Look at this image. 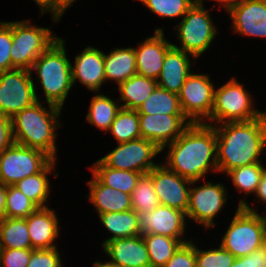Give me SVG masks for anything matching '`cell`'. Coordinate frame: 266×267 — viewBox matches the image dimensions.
Wrapping results in <instances>:
<instances>
[{
    "label": "cell",
    "instance_id": "obj_27",
    "mask_svg": "<svg viewBox=\"0 0 266 267\" xmlns=\"http://www.w3.org/2000/svg\"><path fill=\"white\" fill-rule=\"evenodd\" d=\"M92 167V174L102 184L127 194H132L139 178L143 175V173L140 172L110 168L106 166L100 159L93 163Z\"/></svg>",
    "mask_w": 266,
    "mask_h": 267
},
{
    "label": "cell",
    "instance_id": "obj_9",
    "mask_svg": "<svg viewBox=\"0 0 266 267\" xmlns=\"http://www.w3.org/2000/svg\"><path fill=\"white\" fill-rule=\"evenodd\" d=\"M32 73L27 69L0 72V113L12 118L24 108L40 101Z\"/></svg>",
    "mask_w": 266,
    "mask_h": 267
},
{
    "label": "cell",
    "instance_id": "obj_43",
    "mask_svg": "<svg viewBox=\"0 0 266 267\" xmlns=\"http://www.w3.org/2000/svg\"><path fill=\"white\" fill-rule=\"evenodd\" d=\"M266 251L263 247L254 250L247 256L235 258L231 267H265Z\"/></svg>",
    "mask_w": 266,
    "mask_h": 267
},
{
    "label": "cell",
    "instance_id": "obj_36",
    "mask_svg": "<svg viewBox=\"0 0 266 267\" xmlns=\"http://www.w3.org/2000/svg\"><path fill=\"white\" fill-rule=\"evenodd\" d=\"M5 206L7 218H27L39 208L14 185L7 186Z\"/></svg>",
    "mask_w": 266,
    "mask_h": 267
},
{
    "label": "cell",
    "instance_id": "obj_41",
    "mask_svg": "<svg viewBox=\"0 0 266 267\" xmlns=\"http://www.w3.org/2000/svg\"><path fill=\"white\" fill-rule=\"evenodd\" d=\"M164 267H196V245L192 241L182 244Z\"/></svg>",
    "mask_w": 266,
    "mask_h": 267
},
{
    "label": "cell",
    "instance_id": "obj_11",
    "mask_svg": "<svg viewBox=\"0 0 266 267\" xmlns=\"http://www.w3.org/2000/svg\"><path fill=\"white\" fill-rule=\"evenodd\" d=\"M161 152V149L154 142L139 138L118 143L116 148L101 157L100 160L113 169L146 174L158 165V163H154L153 158Z\"/></svg>",
    "mask_w": 266,
    "mask_h": 267
},
{
    "label": "cell",
    "instance_id": "obj_45",
    "mask_svg": "<svg viewBox=\"0 0 266 267\" xmlns=\"http://www.w3.org/2000/svg\"><path fill=\"white\" fill-rule=\"evenodd\" d=\"M36 4L40 7L41 14L45 12H50L52 19L55 23L59 22L56 18V0H34Z\"/></svg>",
    "mask_w": 266,
    "mask_h": 267
},
{
    "label": "cell",
    "instance_id": "obj_20",
    "mask_svg": "<svg viewBox=\"0 0 266 267\" xmlns=\"http://www.w3.org/2000/svg\"><path fill=\"white\" fill-rule=\"evenodd\" d=\"M71 73L73 85L78 80L90 91L99 92L102 83L106 82L103 51L87 46L75 57Z\"/></svg>",
    "mask_w": 266,
    "mask_h": 267
},
{
    "label": "cell",
    "instance_id": "obj_39",
    "mask_svg": "<svg viewBox=\"0 0 266 267\" xmlns=\"http://www.w3.org/2000/svg\"><path fill=\"white\" fill-rule=\"evenodd\" d=\"M12 28L10 22L0 21V72L16 69L11 62Z\"/></svg>",
    "mask_w": 266,
    "mask_h": 267
},
{
    "label": "cell",
    "instance_id": "obj_38",
    "mask_svg": "<svg viewBox=\"0 0 266 267\" xmlns=\"http://www.w3.org/2000/svg\"><path fill=\"white\" fill-rule=\"evenodd\" d=\"M235 257L219 245V248L202 250L196 246V267H231Z\"/></svg>",
    "mask_w": 266,
    "mask_h": 267
},
{
    "label": "cell",
    "instance_id": "obj_3",
    "mask_svg": "<svg viewBox=\"0 0 266 267\" xmlns=\"http://www.w3.org/2000/svg\"><path fill=\"white\" fill-rule=\"evenodd\" d=\"M48 110L40 103L24 108L11 118L14 142L44 151L56 160V129L61 127V108L48 104Z\"/></svg>",
    "mask_w": 266,
    "mask_h": 267
},
{
    "label": "cell",
    "instance_id": "obj_4",
    "mask_svg": "<svg viewBox=\"0 0 266 267\" xmlns=\"http://www.w3.org/2000/svg\"><path fill=\"white\" fill-rule=\"evenodd\" d=\"M65 41L56 40L33 63L30 72H37L47 104L63 109L65 99L73 87L71 62L67 58Z\"/></svg>",
    "mask_w": 266,
    "mask_h": 267
},
{
    "label": "cell",
    "instance_id": "obj_37",
    "mask_svg": "<svg viewBox=\"0 0 266 267\" xmlns=\"http://www.w3.org/2000/svg\"><path fill=\"white\" fill-rule=\"evenodd\" d=\"M161 18L185 16L197 0H139Z\"/></svg>",
    "mask_w": 266,
    "mask_h": 267
},
{
    "label": "cell",
    "instance_id": "obj_8",
    "mask_svg": "<svg viewBox=\"0 0 266 267\" xmlns=\"http://www.w3.org/2000/svg\"><path fill=\"white\" fill-rule=\"evenodd\" d=\"M175 27L181 47L172 45L195 59L207 51L217 34L209 10L198 0Z\"/></svg>",
    "mask_w": 266,
    "mask_h": 267
},
{
    "label": "cell",
    "instance_id": "obj_50",
    "mask_svg": "<svg viewBox=\"0 0 266 267\" xmlns=\"http://www.w3.org/2000/svg\"><path fill=\"white\" fill-rule=\"evenodd\" d=\"M93 267H122L120 265L113 264L111 262H101V261H96L93 264Z\"/></svg>",
    "mask_w": 266,
    "mask_h": 267
},
{
    "label": "cell",
    "instance_id": "obj_25",
    "mask_svg": "<svg viewBox=\"0 0 266 267\" xmlns=\"http://www.w3.org/2000/svg\"><path fill=\"white\" fill-rule=\"evenodd\" d=\"M158 86L157 80L135 74L118 85L120 91L121 107L129 110H138L143 102L152 94ZM125 102V103H124Z\"/></svg>",
    "mask_w": 266,
    "mask_h": 267
},
{
    "label": "cell",
    "instance_id": "obj_12",
    "mask_svg": "<svg viewBox=\"0 0 266 267\" xmlns=\"http://www.w3.org/2000/svg\"><path fill=\"white\" fill-rule=\"evenodd\" d=\"M214 96L215 87L209 75L196 73L187 77L178 94L182 112L191 123H204L210 118Z\"/></svg>",
    "mask_w": 266,
    "mask_h": 267
},
{
    "label": "cell",
    "instance_id": "obj_6",
    "mask_svg": "<svg viewBox=\"0 0 266 267\" xmlns=\"http://www.w3.org/2000/svg\"><path fill=\"white\" fill-rule=\"evenodd\" d=\"M251 95L235 77L215 89L214 106L207 121L210 123L247 122L260 117L264 111L254 109Z\"/></svg>",
    "mask_w": 266,
    "mask_h": 267
},
{
    "label": "cell",
    "instance_id": "obj_32",
    "mask_svg": "<svg viewBox=\"0 0 266 267\" xmlns=\"http://www.w3.org/2000/svg\"><path fill=\"white\" fill-rule=\"evenodd\" d=\"M149 253L151 267H164L177 249L183 244L180 240L157 234H143Z\"/></svg>",
    "mask_w": 266,
    "mask_h": 267
},
{
    "label": "cell",
    "instance_id": "obj_17",
    "mask_svg": "<svg viewBox=\"0 0 266 267\" xmlns=\"http://www.w3.org/2000/svg\"><path fill=\"white\" fill-rule=\"evenodd\" d=\"M164 35L163 29L157 28L153 36L134 48L137 74L155 80L159 78L166 52L173 46Z\"/></svg>",
    "mask_w": 266,
    "mask_h": 267
},
{
    "label": "cell",
    "instance_id": "obj_48",
    "mask_svg": "<svg viewBox=\"0 0 266 267\" xmlns=\"http://www.w3.org/2000/svg\"><path fill=\"white\" fill-rule=\"evenodd\" d=\"M7 186L0 183V221L6 218Z\"/></svg>",
    "mask_w": 266,
    "mask_h": 267
},
{
    "label": "cell",
    "instance_id": "obj_15",
    "mask_svg": "<svg viewBox=\"0 0 266 267\" xmlns=\"http://www.w3.org/2000/svg\"><path fill=\"white\" fill-rule=\"evenodd\" d=\"M138 217L140 235L169 236L180 240L183 244L190 241L182 237L185 234L187 218L186 214L180 210L159 205L151 212L138 214Z\"/></svg>",
    "mask_w": 266,
    "mask_h": 267
},
{
    "label": "cell",
    "instance_id": "obj_35",
    "mask_svg": "<svg viewBox=\"0 0 266 267\" xmlns=\"http://www.w3.org/2000/svg\"><path fill=\"white\" fill-rule=\"evenodd\" d=\"M132 209L138 214L151 212L160 205L151 176L143 174L131 194Z\"/></svg>",
    "mask_w": 266,
    "mask_h": 267
},
{
    "label": "cell",
    "instance_id": "obj_46",
    "mask_svg": "<svg viewBox=\"0 0 266 267\" xmlns=\"http://www.w3.org/2000/svg\"><path fill=\"white\" fill-rule=\"evenodd\" d=\"M255 194L260 202L266 203V170L263 172Z\"/></svg>",
    "mask_w": 266,
    "mask_h": 267
},
{
    "label": "cell",
    "instance_id": "obj_30",
    "mask_svg": "<svg viewBox=\"0 0 266 267\" xmlns=\"http://www.w3.org/2000/svg\"><path fill=\"white\" fill-rule=\"evenodd\" d=\"M89 112L87 114V121L103 131L109 130L112 122L121 110L119 101L112 100L110 97L104 94H97L90 100Z\"/></svg>",
    "mask_w": 266,
    "mask_h": 267
},
{
    "label": "cell",
    "instance_id": "obj_19",
    "mask_svg": "<svg viewBox=\"0 0 266 267\" xmlns=\"http://www.w3.org/2000/svg\"><path fill=\"white\" fill-rule=\"evenodd\" d=\"M103 251L111 262L122 267H151L149 253L142 235L103 241Z\"/></svg>",
    "mask_w": 266,
    "mask_h": 267
},
{
    "label": "cell",
    "instance_id": "obj_24",
    "mask_svg": "<svg viewBox=\"0 0 266 267\" xmlns=\"http://www.w3.org/2000/svg\"><path fill=\"white\" fill-rule=\"evenodd\" d=\"M104 72L106 81H115L117 85L137 74L134 48H116L104 53Z\"/></svg>",
    "mask_w": 266,
    "mask_h": 267
},
{
    "label": "cell",
    "instance_id": "obj_16",
    "mask_svg": "<svg viewBox=\"0 0 266 267\" xmlns=\"http://www.w3.org/2000/svg\"><path fill=\"white\" fill-rule=\"evenodd\" d=\"M141 138L154 142L160 149L175 141L191 124L185 115L138 114Z\"/></svg>",
    "mask_w": 266,
    "mask_h": 267
},
{
    "label": "cell",
    "instance_id": "obj_2",
    "mask_svg": "<svg viewBox=\"0 0 266 267\" xmlns=\"http://www.w3.org/2000/svg\"><path fill=\"white\" fill-rule=\"evenodd\" d=\"M213 125L217 136L218 172L227 174L234 168L261 163L266 146V111L251 121Z\"/></svg>",
    "mask_w": 266,
    "mask_h": 267
},
{
    "label": "cell",
    "instance_id": "obj_5",
    "mask_svg": "<svg viewBox=\"0 0 266 267\" xmlns=\"http://www.w3.org/2000/svg\"><path fill=\"white\" fill-rule=\"evenodd\" d=\"M265 226L266 217L240 199L220 246L235 258L247 256L262 247Z\"/></svg>",
    "mask_w": 266,
    "mask_h": 267
},
{
    "label": "cell",
    "instance_id": "obj_28",
    "mask_svg": "<svg viewBox=\"0 0 266 267\" xmlns=\"http://www.w3.org/2000/svg\"><path fill=\"white\" fill-rule=\"evenodd\" d=\"M99 218L104 227L112 234L105 241L140 235L138 213L133 209L99 214Z\"/></svg>",
    "mask_w": 266,
    "mask_h": 267
},
{
    "label": "cell",
    "instance_id": "obj_21",
    "mask_svg": "<svg viewBox=\"0 0 266 267\" xmlns=\"http://www.w3.org/2000/svg\"><path fill=\"white\" fill-rule=\"evenodd\" d=\"M195 57L172 46L164 57L162 70L157 79L158 86L169 92L179 94L182 85L191 74V59Z\"/></svg>",
    "mask_w": 266,
    "mask_h": 267
},
{
    "label": "cell",
    "instance_id": "obj_7",
    "mask_svg": "<svg viewBox=\"0 0 266 267\" xmlns=\"http://www.w3.org/2000/svg\"><path fill=\"white\" fill-rule=\"evenodd\" d=\"M11 28L10 57L16 69L30 70L34 61L60 38L50 28L33 26L29 20L12 21Z\"/></svg>",
    "mask_w": 266,
    "mask_h": 267
},
{
    "label": "cell",
    "instance_id": "obj_10",
    "mask_svg": "<svg viewBox=\"0 0 266 267\" xmlns=\"http://www.w3.org/2000/svg\"><path fill=\"white\" fill-rule=\"evenodd\" d=\"M51 160L44 151L14 142L0 154V183L14 185L40 172Z\"/></svg>",
    "mask_w": 266,
    "mask_h": 267
},
{
    "label": "cell",
    "instance_id": "obj_23",
    "mask_svg": "<svg viewBox=\"0 0 266 267\" xmlns=\"http://www.w3.org/2000/svg\"><path fill=\"white\" fill-rule=\"evenodd\" d=\"M88 199L97 210L98 215L109 212H124L132 209L131 194L113 189L102 184L94 175L88 181Z\"/></svg>",
    "mask_w": 266,
    "mask_h": 267
},
{
    "label": "cell",
    "instance_id": "obj_33",
    "mask_svg": "<svg viewBox=\"0 0 266 267\" xmlns=\"http://www.w3.org/2000/svg\"><path fill=\"white\" fill-rule=\"evenodd\" d=\"M108 131L117 143L141 138L138 111L121 108Z\"/></svg>",
    "mask_w": 266,
    "mask_h": 267
},
{
    "label": "cell",
    "instance_id": "obj_44",
    "mask_svg": "<svg viewBox=\"0 0 266 267\" xmlns=\"http://www.w3.org/2000/svg\"><path fill=\"white\" fill-rule=\"evenodd\" d=\"M13 143L11 118L0 113V154Z\"/></svg>",
    "mask_w": 266,
    "mask_h": 267
},
{
    "label": "cell",
    "instance_id": "obj_51",
    "mask_svg": "<svg viewBox=\"0 0 266 267\" xmlns=\"http://www.w3.org/2000/svg\"><path fill=\"white\" fill-rule=\"evenodd\" d=\"M262 247L266 251V226H265V229H264L263 245H262Z\"/></svg>",
    "mask_w": 266,
    "mask_h": 267
},
{
    "label": "cell",
    "instance_id": "obj_22",
    "mask_svg": "<svg viewBox=\"0 0 266 267\" xmlns=\"http://www.w3.org/2000/svg\"><path fill=\"white\" fill-rule=\"evenodd\" d=\"M26 219L31 246L33 249L57 247L54 241L59 237V220L56 212L47 207L38 208Z\"/></svg>",
    "mask_w": 266,
    "mask_h": 267
},
{
    "label": "cell",
    "instance_id": "obj_42",
    "mask_svg": "<svg viewBox=\"0 0 266 267\" xmlns=\"http://www.w3.org/2000/svg\"><path fill=\"white\" fill-rule=\"evenodd\" d=\"M33 249H0V267H27Z\"/></svg>",
    "mask_w": 266,
    "mask_h": 267
},
{
    "label": "cell",
    "instance_id": "obj_26",
    "mask_svg": "<svg viewBox=\"0 0 266 267\" xmlns=\"http://www.w3.org/2000/svg\"><path fill=\"white\" fill-rule=\"evenodd\" d=\"M55 161L56 160L52 159L40 172L28 176L14 184V186L39 208L47 207V201L51 192L48 174L50 175L52 171L55 170Z\"/></svg>",
    "mask_w": 266,
    "mask_h": 267
},
{
    "label": "cell",
    "instance_id": "obj_31",
    "mask_svg": "<svg viewBox=\"0 0 266 267\" xmlns=\"http://www.w3.org/2000/svg\"><path fill=\"white\" fill-rule=\"evenodd\" d=\"M138 114H169L184 115L182 112L178 94L169 92L159 86L138 108Z\"/></svg>",
    "mask_w": 266,
    "mask_h": 267
},
{
    "label": "cell",
    "instance_id": "obj_40",
    "mask_svg": "<svg viewBox=\"0 0 266 267\" xmlns=\"http://www.w3.org/2000/svg\"><path fill=\"white\" fill-rule=\"evenodd\" d=\"M60 253L57 249H33L27 267H63Z\"/></svg>",
    "mask_w": 266,
    "mask_h": 267
},
{
    "label": "cell",
    "instance_id": "obj_49",
    "mask_svg": "<svg viewBox=\"0 0 266 267\" xmlns=\"http://www.w3.org/2000/svg\"><path fill=\"white\" fill-rule=\"evenodd\" d=\"M200 3H204V0H198ZM219 4H222L223 8L228 12L231 8L242 3L244 0H215Z\"/></svg>",
    "mask_w": 266,
    "mask_h": 267
},
{
    "label": "cell",
    "instance_id": "obj_18",
    "mask_svg": "<svg viewBox=\"0 0 266 267\" xmlns=\"http://www.w3.org/2000/svg\"><path fill=\"white\" fill-rule=\"evenodd\" d=\"M228 12L234 32L266 38V0H244Z\"/></svg>",
    "mask_w": 266,
    "mask_h": 267
},
{
    "label": "cell",
    "instance_id": "obj_34",
    "mask_svg": "<svg viewBox=\"0 0 266 267\" xmlns=\"http://www.w3.org/2000/svg\"><path fill=\"white\" fill-rule=\"evenodd\" d=\"M265 170L266 166H264V164L254 163L234 168L226 175L232 179V182L237 190H239V193L255 194Z\"/></svg>",
    "mask_w": 266,
    "mask_h": 267
},
{
    "label": "cell",
    "instance_id": "obj_13",
    "mask_svg": "<svg viewBox=\"0 0 266 267\" xmlns=\"http://www.w3.org/2000/svg\"><path fill=\"white\" fill-rule=\"evenodd\" d=\"M227 195L226 188L221 183L206 182L205 185L190 188L186 218L206 229L214 227V219L225 205Z\"/></svg>",
    "mask_w": 266,
    "mask_h": 267
},
{
    "label": "cell",
    "instance_id": "obj_14",
    "mask_svg": "<svg viewBox=\"0 0 266 267\" xmlns=\"http://www.w3.org/2000/svg\"><path fill=\"white\" fill-rule=\"evenodd\" d=\"M148 174L152 178L160 205L180 210L186 214L191 185H195L198 181L183 178L161 163Z\"/></svg>",
    "mask_w": 266,
    "mask_h": 267
},
{
    "label": "cell",
    "instance_id": "obj_47",
    "mask_svg": "<svg viewBox=\"0 0 266 267\" xmlns=\"http://www.w3.org/2000/svg\"><path fill=\"white\" fill-rule=\"evenodd\" d=\"M77 0H56V18L60 21L68 7H71Z\"/></svg>",
    "mask_w": 266,
    "mask_h": 267
},
{
    "label": "cell",
    "instance_id": "obj_1",
    "mask_svg": "<svg viewBox=\"0 0 266 267\" xmlns=\"http://www.w3.org/2000/svg\"><path fill=\"white\" fill-rule=\"evenodd\" d=\"M168 146L164 165L190 181H199L207 172H218L217 136L213 125L191 123L183 133Z\"/></svg>",
    "mask_w": 266,
    "mask_h": 267
},
{
    "label": "cell",
    "instance_id": "obj_29",
    "mask_svg": "<svg viewBox=\"0 0 266 267\" xmlns=\"http://www.w3.org/2000/svg\"><path fill=\"white\" fill-rule=\"evenodd\" d=\"M0 249H33L25 218L0 221Z\"/></svg>",
    "mask_w": 266,
    "mask_h": 267
}]
</instances>
